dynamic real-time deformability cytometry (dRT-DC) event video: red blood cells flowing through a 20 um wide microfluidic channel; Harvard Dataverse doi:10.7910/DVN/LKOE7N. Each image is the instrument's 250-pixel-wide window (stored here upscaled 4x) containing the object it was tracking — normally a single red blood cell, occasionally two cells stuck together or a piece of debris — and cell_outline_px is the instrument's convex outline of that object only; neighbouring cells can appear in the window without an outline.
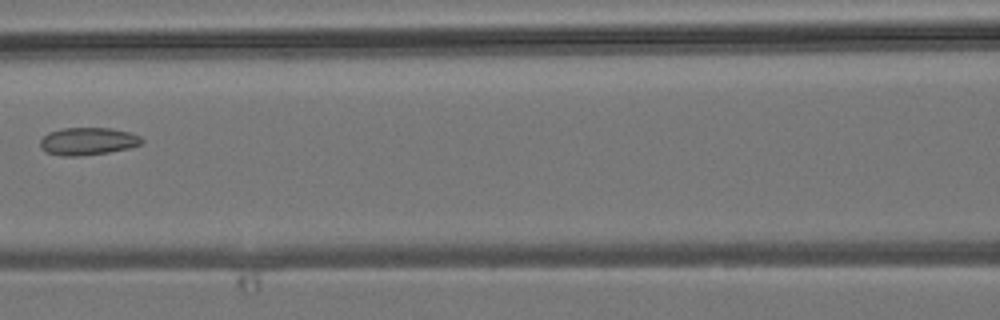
{"species": "common noctule bat (a hibernating species)", "species_latin": "Nyctalus noctula", "temperature_condition": "room temperature", "stored_images_in_passage": 8, "camera_frame_rate_fps": 3000, "um_per_image_px": 0.085, "animal": {"sex": "male", "body_mass_g": 19.2, "forearm_length_mm": 51.8}, "frame": {"image": 1, "passage_image": 7, "time_ms": 7.0, "image_size_px": [1000, 320], "cell_outline_px": [[144, 140], [140, 144], [128, 148], [108, 152], [80, 156], [60, 156], [44, 152], [40, 148], [40, 140], [48, 132], [64, 128], [108, 128], [128, 132], [140, 136]], "centroid_in_image_um": [7.41, 12.01], "position_along_channel_um": 159.2, "area_um2": 16.3}}
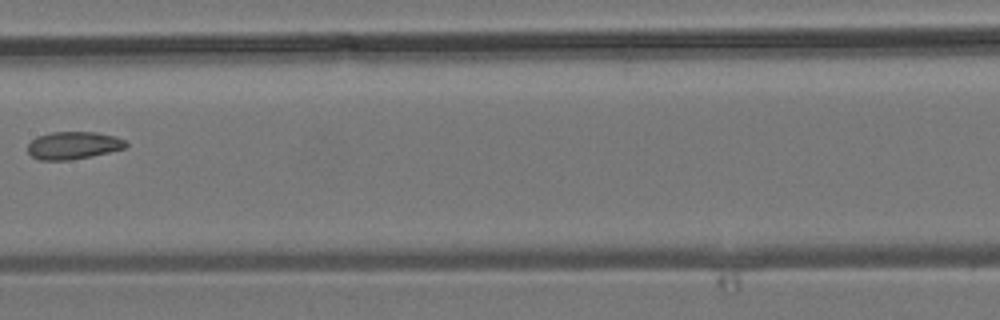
{"frame": {"image": 2, "passage_image": 8, "time_ms": 8.0, "image_size_px": [1000, 320], "cell_outline_px": [[128, 144], [124, 148], [92, 156], [68, 160], [40, 160], [32, 156], [28, 152], [28, 144], [36, 136], [52, 132], [96, 132], [116, 136], [124, 140]], "centroid_in_image_um": [6.22, 12.35], "position_along_channel_um": 201.2, "area_um2": 15.72}}